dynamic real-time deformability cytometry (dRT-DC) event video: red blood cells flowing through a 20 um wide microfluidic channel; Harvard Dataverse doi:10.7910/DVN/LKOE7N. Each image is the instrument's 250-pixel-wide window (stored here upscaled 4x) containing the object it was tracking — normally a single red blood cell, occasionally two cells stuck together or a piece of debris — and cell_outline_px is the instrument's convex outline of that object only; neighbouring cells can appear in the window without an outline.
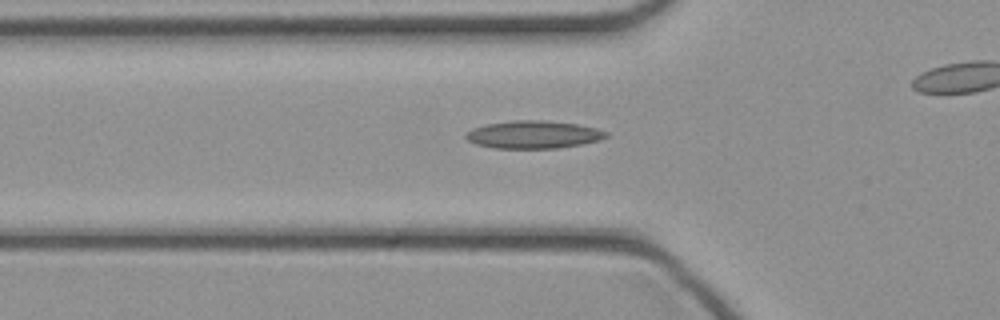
{"species": "common noctule bat (a hibernating species)", "species_latin": "Nyctalus noctula", "temperature_condition": "cold", "stored_images_in_passage": 25, "camera_frame_rate_fps": 3000, "um_per_image_px": 0.085, "animal": {"sex": "female", "body_mass_g": 21.9}, "frame": {"image": 1, "passage_image": 3, "time_ms": 0.667, "image_size_px": [1000, 320], "cell_outline_px": [[608, 136], [600, 140], [580, 144], [556, 148], [496, 148], [476, 144], [468, 140], [464, 136], [464, 132], [472, 128], [484, 124], [512, 120], [544, 120], [576, 124], [596, 128], [608, 132]], "centroid_in_image_um": [45.3, 11.43], "position_along_channel_um": 80.5, "area_um2": 22.72}}
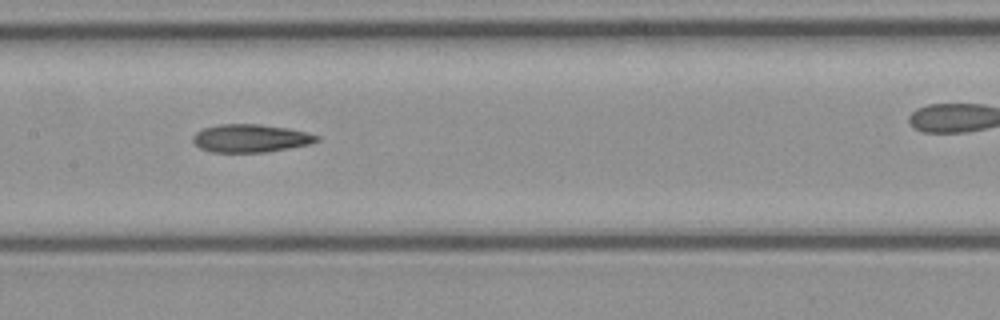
{"frame": {"image": 2, "passage_image": 10, "time_ms": 3.0, "image_size_px": [1000, 320], "cell_outline_px": [[320, 140], [312, 144], [264, 152], [212, 152], [200, 148], [192, 140], [192, 136], [196, 132], [204, 128], [220, 124], [260, 124], [288, 128], [308, 132], [320, 136]], "centroid_in_image_um": [21.33, 11.75], "position_along_channel_um": 186.1, "area_um2": 20.29}}
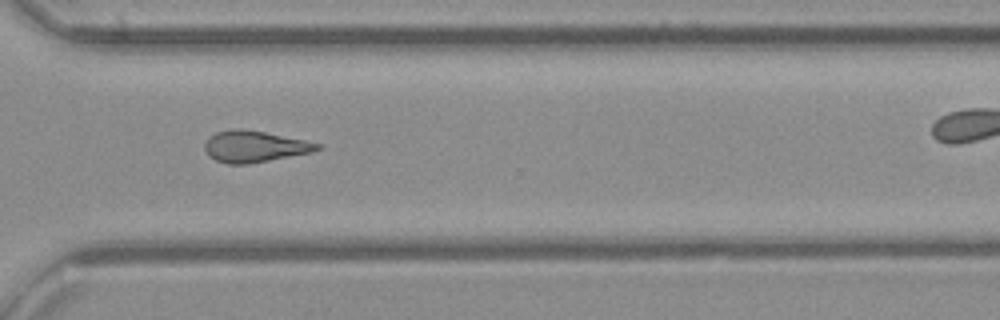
{"frame": {"image": 3, "passage_image": 21, "time_ms": 6.667, "image_size_px": [1000, 320], "cell_outline_px": [[324, 148], [312, 152], [248, 164], [228, 164], [216, 160], [208, 156], [204, 148], [204, 144], [208, 136], [216, 132], [236, 128], [240, 128], [264, 132], [304, 140], [320, 144]], "centroid_in_image_um": [21.6, 12.45], "position_along_channel_um": 349.0, "area_um2": 20.58}}